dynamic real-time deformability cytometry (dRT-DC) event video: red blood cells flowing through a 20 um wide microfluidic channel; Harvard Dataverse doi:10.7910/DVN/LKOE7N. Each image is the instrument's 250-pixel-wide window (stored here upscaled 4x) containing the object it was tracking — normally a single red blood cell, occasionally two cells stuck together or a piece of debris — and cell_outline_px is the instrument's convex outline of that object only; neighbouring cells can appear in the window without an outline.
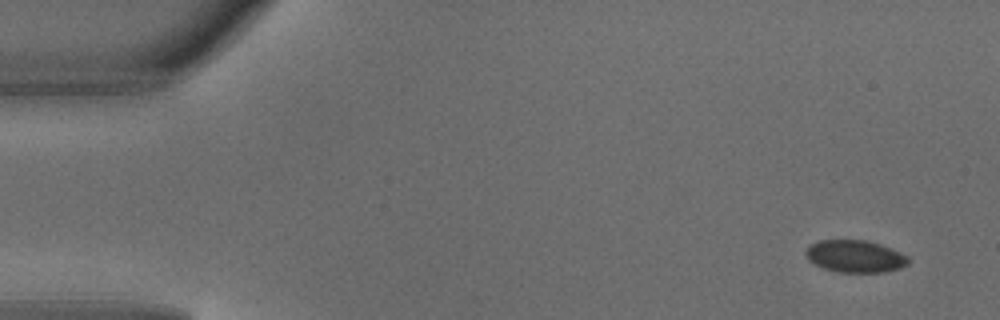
{"species": "common noctule bat (a hibernating species)", "species_latin": "Nyctalus noctula", "temperature_condition": "warm", "stored_images_in_passage": 4, "camera_frame_rate_fps": 3000, "um_per_image_px": 0.085, "animal": {"sex": "male", "body_mass_g": 18.8}, "frame": {"image": 1, "passage_image": 1, "time_ms": 0.0, "image_size_px": [1000, 320], "cell_outline_px": [[908, 264], [900, 268], [884, 272], [840, 272], [824, 268], [808, 260], [804, 256], [804, 252], [812, 244], [820, 240], [868, 240], [892, 248], [908, 256]], "centroid_in_image_um": [72.69, 21.78], "position_along_channel_um": 12.3, "area_um2": 19.25}}
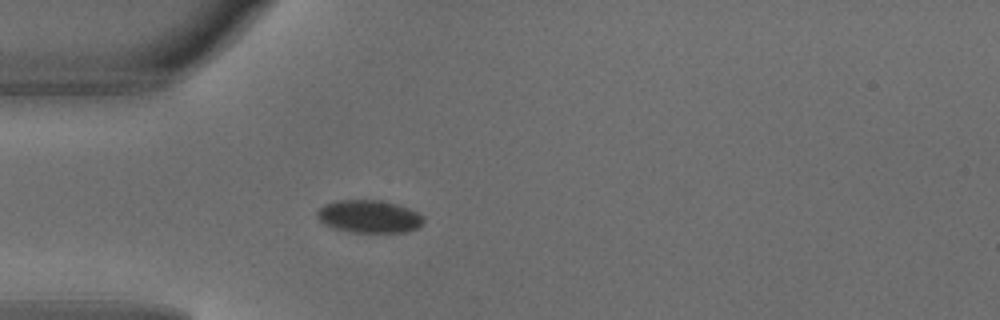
{"frame": {"image": 2, "passage_image": 4, "time_ms": 1.0, "image_size_px": [1000, 320], "cell_outline_px": [[424, 220], [416, 228], [404, 232], [352, 232], [336, 228], [324, 224], [316, 216], [316, 212], [324, 204], [336, 200], [380, 200], [396, 204], [408, 208], [424, 216]], "centroid_in_image_um": [31.35, 18.39], "position_along_channel_um": 53.7, "area_um2": 20.11}}